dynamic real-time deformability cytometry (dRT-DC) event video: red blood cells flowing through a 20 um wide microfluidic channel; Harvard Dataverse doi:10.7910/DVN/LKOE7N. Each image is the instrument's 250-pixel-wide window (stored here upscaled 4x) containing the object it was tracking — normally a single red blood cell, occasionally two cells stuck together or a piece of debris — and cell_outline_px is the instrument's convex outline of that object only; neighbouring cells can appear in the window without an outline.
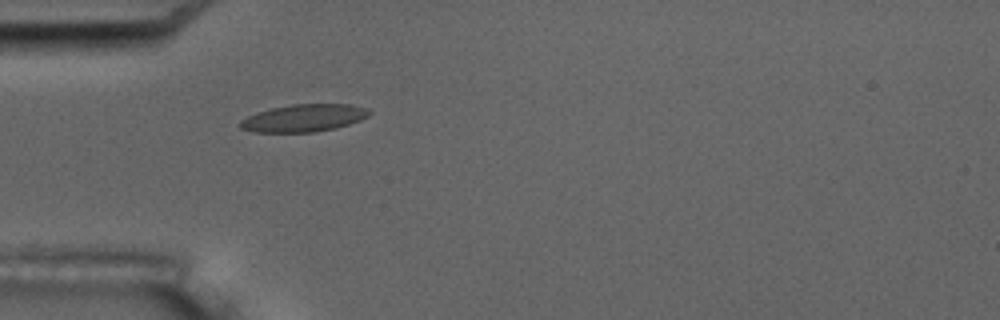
{"species": "common noctule bat (a hibernating species)", "species_latin": "Nyctalus noctula", "temperature_condition": "room temperature", "stored_images_in_passage": 6, "camera_frame_rate_fps": 3000, "um_per_image_px": 0.085, "animal": {"sex": "male", "body_mass_g": 17.5, "forearm_length_mm": 52.3}, "frame": {"image": 1, "passage_image": 6, "time_ms": 5.667, "image_size_px": [1000, 320], "cell_outline_px": [[372, 112], [368, 116], [360, 120], [336, 128], [316, 132], [256, 132], [240, 128], [240, 120], [256, 112], [272, 108], [292, 104], [352, 104], [368, 108]], "centroid_in_image_um": [25.85, 10.02], "position_along_channel_um": 59.2, "area_um2": 20.69}}